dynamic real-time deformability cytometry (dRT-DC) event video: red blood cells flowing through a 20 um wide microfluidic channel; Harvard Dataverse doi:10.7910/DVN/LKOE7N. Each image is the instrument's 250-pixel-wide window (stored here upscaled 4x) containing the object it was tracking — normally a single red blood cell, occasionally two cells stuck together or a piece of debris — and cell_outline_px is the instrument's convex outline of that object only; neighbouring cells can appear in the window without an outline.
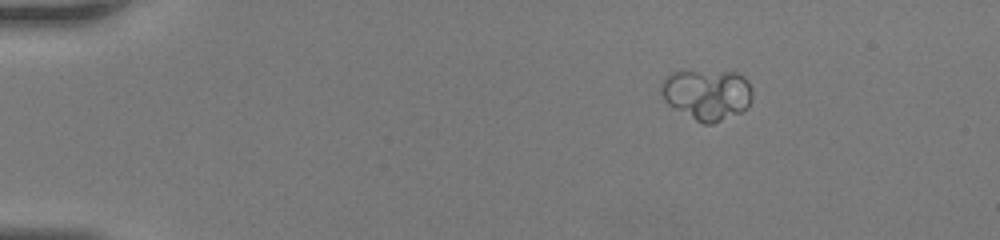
{"species": "human", "species_latin": "Homo sapiens", "temperature_condition": "room temperature", "stored_images_in_passage": 48, "camera_frame_rate_fps": 3000, "um_per_image_px": 0.085, "donor": {"sex": "female"}, "frame": {"image": 1, "passage_image": 1, "time_ms": 0.0, "image_size_px": [1000, 240], "cell_outline_px": [[752, 100], [740, 112], [712, 124], [704, 124], [696, 120], [668, 104], [664, 100], [660, 92], [660, 88], [664, 80], [672, 72], [736, 72], [744, 76], [748, 80], [752, 88]], "centroid_in_image_um": [60.11, 8.03], "position_along_channel_um": 24.9, "area_um2": 26.59}}
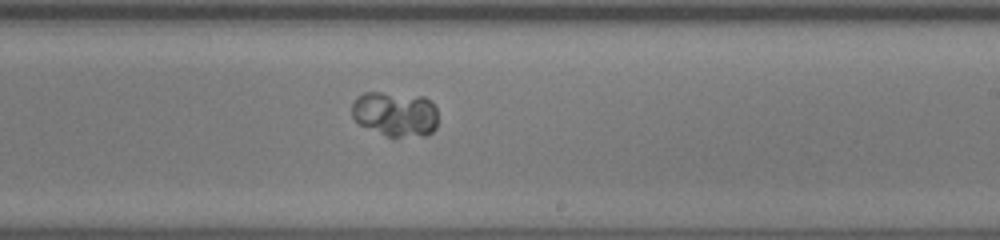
{"frame": {"image": 2, "passage_image": 27, "time_ms": 8.667, "image_size_px": [1000, 240], "cell_outline_px": [[436, 128], [432, 132], [424, 136], [384, 136], [360, 124], [352, 116], [352, 104], [356, 96], [364, 92], [380, 92], [424, 96], [432, 100], [436, 108]], "centroid_in_image_um": [33.6, 9.67], "position_along_channel_um": 255.4, "area_um2": 22.77}}
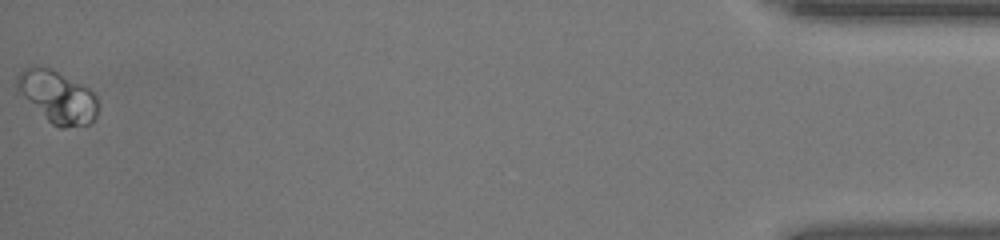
{"frame": {"image": 3, "passage_image": 48, "time_ms": 15.667, "image_size_px": [1000, 240], "cell_outline_px": [[96, 116], [92, 124], [64, 128], [60, 128], [52, 124], [16, 88], [16, 80], [20, 72], [24, 68], [52, 68], [88, 88], [96, 96]], "centroid_in_image_um": [4.91, 8.25], "position_along_channel_um": 430.3, "area_um2": 23.93}}